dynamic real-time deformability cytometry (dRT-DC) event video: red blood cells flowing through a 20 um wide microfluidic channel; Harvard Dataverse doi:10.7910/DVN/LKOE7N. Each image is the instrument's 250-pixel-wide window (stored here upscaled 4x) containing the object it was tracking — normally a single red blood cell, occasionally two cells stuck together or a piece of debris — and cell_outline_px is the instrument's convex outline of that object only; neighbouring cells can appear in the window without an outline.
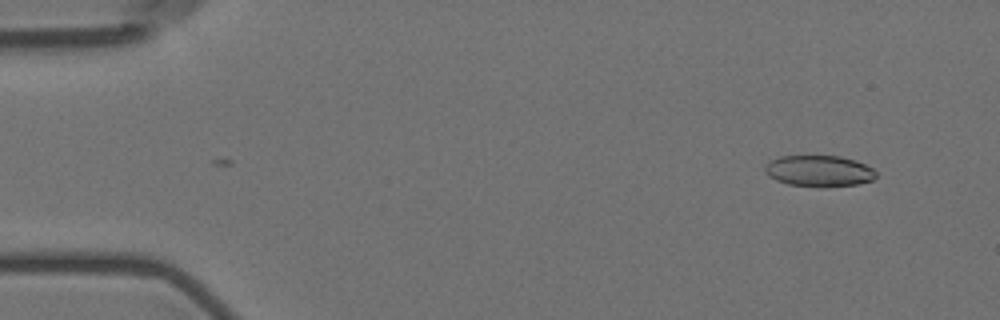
{"species": "Egyptian fruit bat (a non-hibernating species)", "species_latin": "Rousettus aegyptiacus", "temperature_condition": "room temperature", "stored_images_in_passage": 4, "camera_frame_rate_fps": 3000, "um_per_image_px": 0.085, "animal": {"sex": "female"}, "frame": {"image": 1, "passage_image": 1, "time_ms": 0.0, "image_size_px": [1000, 320], "cell_outline_px": [[876, 176], [872, 180], [856, 184], [828, 188], [820, 188], [788, 184], [776, 180], [768, 176], [764, 168], [772, 160], [780, 156], [840, 156], [856, 160], [872, 168], [876, 172]], "centroid_in_image_um": [69.63, 14.55], "position_along_channel_um": 15.4, "area_um2": 20.35}}